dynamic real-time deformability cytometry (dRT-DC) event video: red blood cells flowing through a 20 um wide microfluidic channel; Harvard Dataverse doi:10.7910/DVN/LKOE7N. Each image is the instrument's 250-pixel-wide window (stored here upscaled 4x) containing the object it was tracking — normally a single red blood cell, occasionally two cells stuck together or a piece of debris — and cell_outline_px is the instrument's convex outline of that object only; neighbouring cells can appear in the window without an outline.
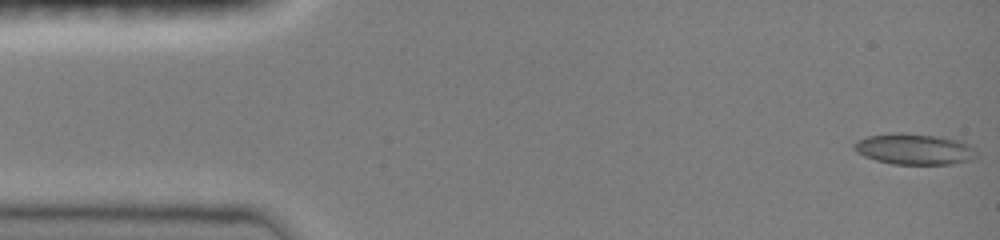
{"species": "common noctule bat (a hibernating species)", "species_latin": "Nyctalus noctula", "temperature_condition": "room temperature", "stored_images_in_passage": 38, "camera_frame_rate_fps": 3000, "um_per_image_px": 0.085, "animal": {"sex": "female", "body_mass_g": 19.0, "forearm_length_mm": 51.5}, "frame": {"image": 1, "passage_image": 1, "time_ms": 0.0, "image_size_px": [1000, 240], "cell_outline_px": [[980, 156], [972, 160], [952, 164], [892, 164], [876, 160], [864, 156], [856, 152], [852, 148], [852, 144], [856, 140], [868, 136], [900, 132], [936, 136], [960, 140], [976, 148], [980, 152]], "centroid_in_image_um": [77.76, 12.68], "position_along_channel_um": 7.2, "area_um2": 22.48}}
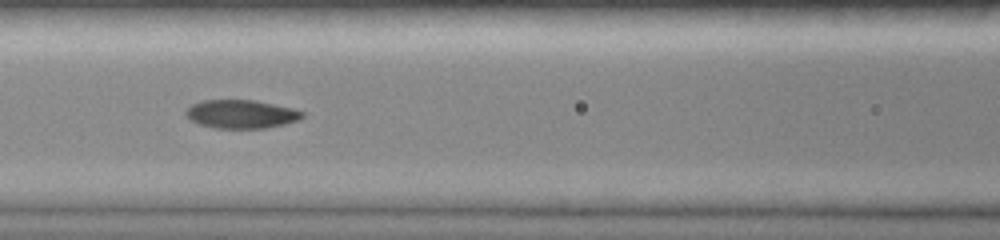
{"frame": {"image": 2, "passage_image": 20, "time_ms": 6.333, "image_size_px": [1000, 240], "cell_outline_px": [[304, 116], [300, 120], [284, 124], [264, 128], [216, 128], [200, 124], [192, 120], [184, 112], [192, 104], [204, 100], [256, 100], [292, 108], [304, 112]], "centroid_in_image_um": [20.54, 9.69], "position_along_channel_um": 146.1, "area_um2": 19.19}}
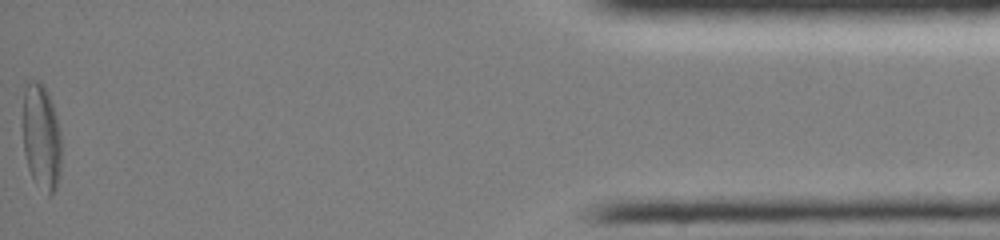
{"frame": {"image": 3, "passage_image": 38, "time_ms": 12.333, "image_size_px": [1000, 240], "cell_outline_px": [[60, 172], [56, 188], [52, 196], [48, 196], [32, 176], [28, 168], [24, 152], [24, 84], [32, 80], [40, 80], [44, 84], [48, 92], [56, 116], [60, 132]], "centroid_in_image_um": [3.52, 11.62], "position_along_channel_um": 431.7, "area_um2": 23.64}, "authors_computed_cell_mechanics": {"area_um2": 20.1144, "velocity_mm_per_s": 4.0883, "shape_relaxation_time_tau1_ms": null, "shape_relaxation_time_tau2_ms": 6.9733, "deformation_change_tau1": null, "deformation_change_tau2": 0.136}}